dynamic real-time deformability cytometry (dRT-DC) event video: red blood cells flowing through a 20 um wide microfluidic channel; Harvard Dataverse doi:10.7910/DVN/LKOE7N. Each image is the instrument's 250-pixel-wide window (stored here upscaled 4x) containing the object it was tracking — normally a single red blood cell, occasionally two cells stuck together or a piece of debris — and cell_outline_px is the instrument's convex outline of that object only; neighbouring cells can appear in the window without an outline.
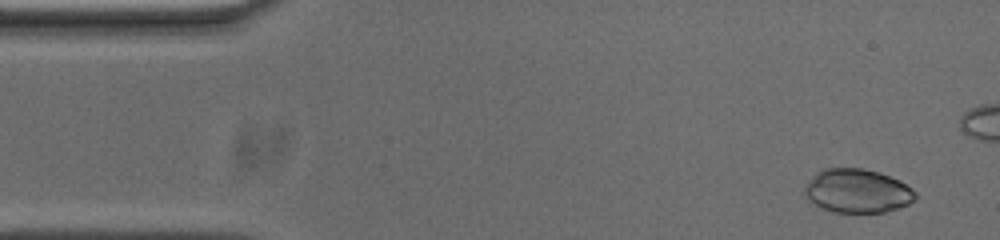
{"species": "common noctule bat (a hibernating species)", "species_latin": "Nyctalus noctula", "temperature_condition": "cold", "stored_images_in_passage": 43, "camera_frame_rate_fps": 3000, "um_per_image_px": 0.085, "animal": {"sex": "male", "body_mass_g": 20.0, "forearm_length_mm": 53.3}, "frame": {"image": 1, "passage_image": 3, "time_ms": 0.667, "image_size_px": [1000, 240], "cell_outline_px": [[916, 196], [908, 204], [900, 208], [884, 212], [836, 212], [820, 208], [808, 200], [804, 192], [804, 188], [808, 180], [816, 172], [824, 168], [864, 168], [900, 180], [912, 188], [916, 192]], "centroid_in_image_um": [72.85, 16.23], "position_along_channel_um": 12.2, "area_um2": 28.32}}
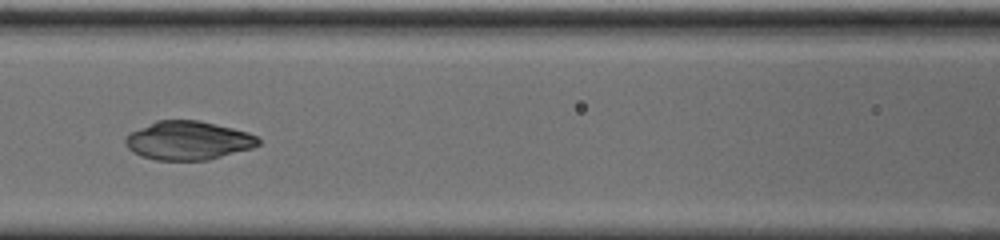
{"frame": {"image": 2, "passage_image": 22, "time_ms": 7.0, "image_size_px": [1000, 240], "cell_outline_px": [[260, 144], [252, 148], [208, 160], [156, 160], [140, 156], [132, 152], [124, 144], [124, 140], [132, 132], [156, 120], [196, 120], [232, 128], [248, 132], [256, 136], [260, 140]], "centroid_in_image_um": [15.98, 11.95], "position_along_channel_um": 150.6, "area_um2": 29.82}}
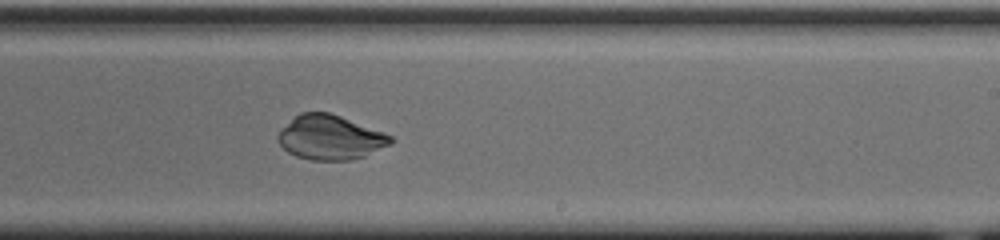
{"frame": {"image": 3, "passage_image": 31, "time_ms": 10.0, "image_size_px": [1000, 240], "cell_outline_px": [[392, 144], [364, 156], [348, 160], [312, 160], [296, 156], [288, 152], [280, 144], [276, 136], [300, 112], [328, 112], [340, 116], [392, 136]], "centroid_in_image_um": [28.07, 11.69], "position_along_channel_um": 260.9, "area_um2": 28.61}}